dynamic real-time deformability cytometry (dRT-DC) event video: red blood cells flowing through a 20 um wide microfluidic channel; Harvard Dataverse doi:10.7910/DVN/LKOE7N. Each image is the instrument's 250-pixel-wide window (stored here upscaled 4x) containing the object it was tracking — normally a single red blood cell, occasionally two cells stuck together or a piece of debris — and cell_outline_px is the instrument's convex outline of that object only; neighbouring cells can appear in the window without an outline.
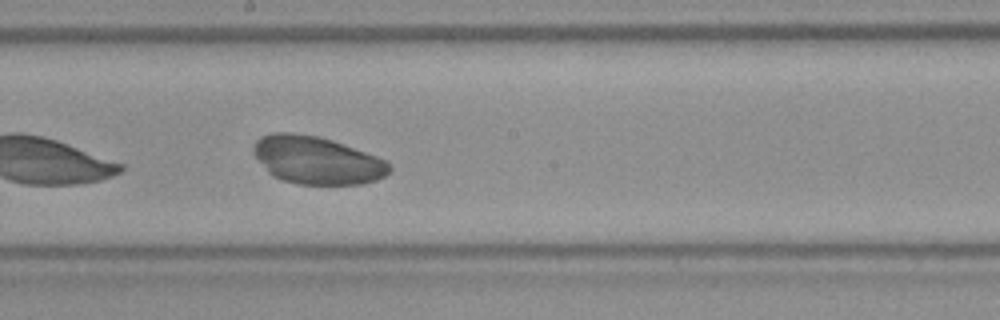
{"species": "Egyptian fruit bat (a non-hibernating species)", "species_latin": "Rousettus aegyptiacus", "temperature_condition": "room temperature", "stored_images_in_passage": 18, "camera_frame_rate_fps": 3000, "um_per_image_px": 0.085, "frame": {"image": 1, "passage_image": 13, "time_ms": 4.0, "image_size_px": [1000, 320], "cell_outline_px": [[392, 168], [384, 176], [376, 180], [364, 184], [296, 184], [284, 180], [276, 176], [256, 156], [256, 144], [264, 136], [276, 132], [296, 132], [320, 136], [344, 144], [388, 160]], "centroid_in_image_um": [27.05, 13.61], "position_along_channel_um": 221.1, "area_um2": 37.11}}